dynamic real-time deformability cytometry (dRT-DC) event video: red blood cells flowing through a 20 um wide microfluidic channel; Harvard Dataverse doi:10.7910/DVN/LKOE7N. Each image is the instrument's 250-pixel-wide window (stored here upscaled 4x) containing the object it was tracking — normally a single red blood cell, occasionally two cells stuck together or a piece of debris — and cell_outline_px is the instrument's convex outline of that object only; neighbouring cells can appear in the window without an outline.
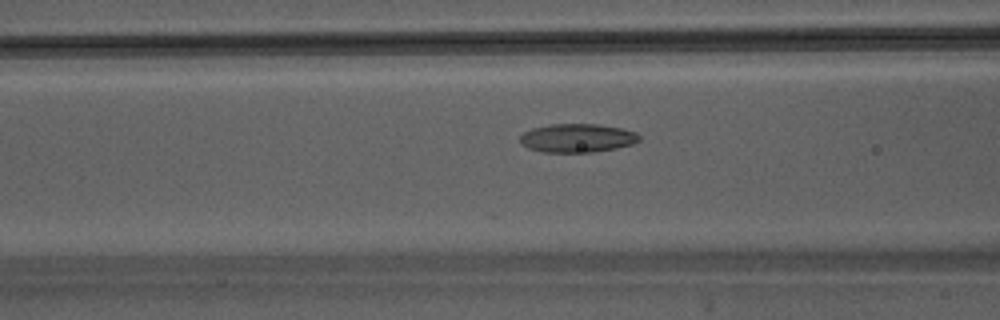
{"species": "Egyptian fruit bat (a non-hibernating species)", "species_latin": "Rousettus aegyptiacus", "temperature_condition": "warm", "stored_images_in_passage": 20, "camera_frame_rate_fps": 3000, "um_per_image_px": 0.085, "animal": {"sex": "male"}, "frame": {"image": 1, "passage_image": 11, "time_ms": 3.333, "image_size_px": [1000, 320], "cell_outline_px": [[640, 140], [632, 144], [616, 148], [592, 152], [540, 152], [528, 148], [520, 140], [520, 136], [524, 132], [532, 128], [548, 124], [600, 124], [620, 128], [636, 132], [640, 136]], "centroid_in_image_um": [49.07, 11.73], "position_along_channel_um": 117.5, "area_um2": 19.88}}
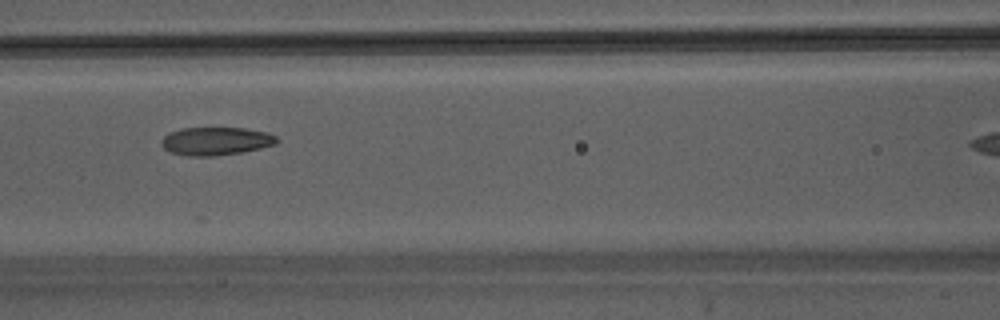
{"frame": {"image": 2, "passage_image": 13, "time_ms": 4.0, "image_size_px": [1000, 320], "cell_outline_px": [[280, 140], [276, 144], [260, 148], [240, 152], [212, 156], [188, 156], [172, 152], [164, 148], [160, 144], [160, 140], [164, 136], [180, 128], [244, 128], [264, 132], [276, 136]], "centroid_in_image_um": [18.34, 11.99], "position_along_channel_um": 148.3, "area_um2": 18.73}}
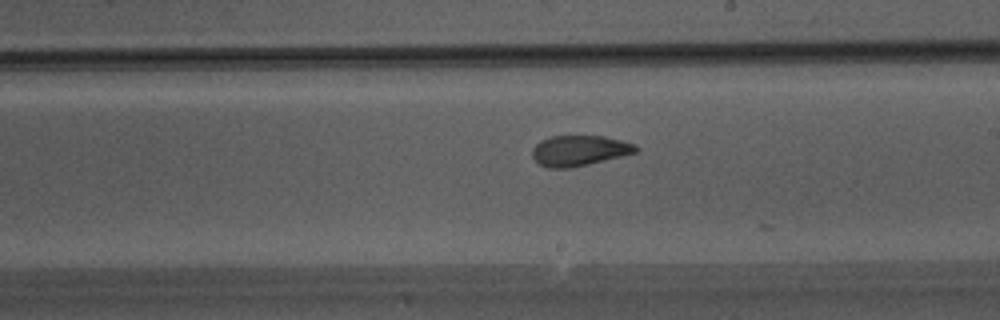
{"frame": {"image": 3, "passage_image": 19, "time_ms": 6.0, "image_size_px": [1000, 320], "cell_outline_px": [[640, 148], [636, 152], [588, 164], [568, 168], [548, 168], [540, 164], [532, 156], [532, 148], [540, 140], [552, 136], [604, 136], [636, 144]], "centroid_in_image_um": [49.23, 12.79], "position_along_channel_um": 239.8, "area_um2": 18.26}}